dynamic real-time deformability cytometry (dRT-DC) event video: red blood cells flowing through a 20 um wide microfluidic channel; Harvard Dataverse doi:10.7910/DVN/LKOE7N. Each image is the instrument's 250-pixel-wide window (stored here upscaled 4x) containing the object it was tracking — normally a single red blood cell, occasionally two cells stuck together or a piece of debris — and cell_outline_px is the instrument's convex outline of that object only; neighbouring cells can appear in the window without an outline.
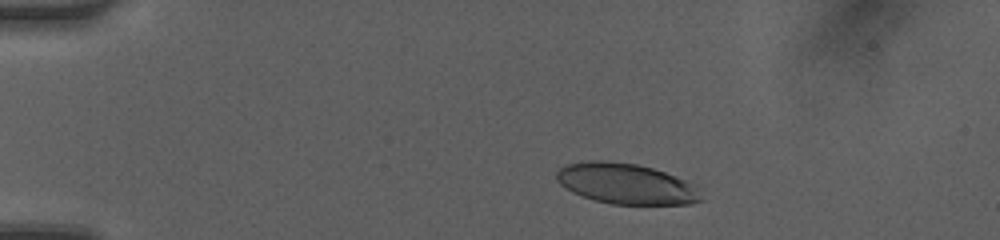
{"species": "human", "species_latin": "Homo sapiens", "temperature_condition": "room temperature", "stored_images_in_passage": 46, "camera_frame_rate_fps": 3000, "um_per_image_px": 0.085, "donor": {"sex": "female"}, "frame": {"image": 1, "passage_image": 6, "time_ms": 1.667, "image_size_px": [1000, 240], "cell_outline_px": [[704, 200], [692, 204], [612, 204], [596, 200], [572, 192], [560, 184], [556, 180], [556, 172], [560, 168], [568, 164], [588, 160], [608, 160], [636, 164], [652, 168], [664, 172], [696, 184]], "centroid_in_image_um": [53.25, 15.61], "position_along_channel_um": 31.8, "area_um2": 34.33}}
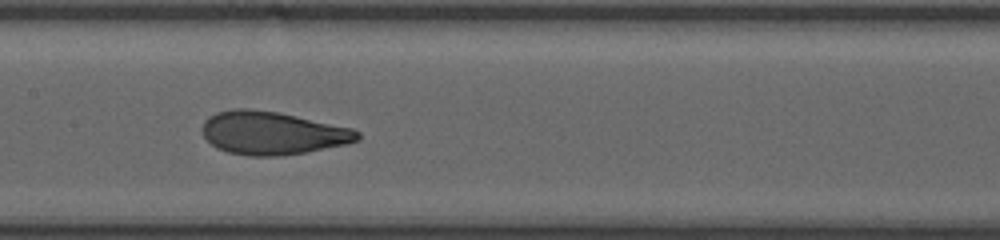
{"frame": {"image": 2, "passage_image": 22, "time_ms": 7.0, "image_size_px": [1000, 240], "cell_outline_px": [[360, 140], [344, 144], [304, 152], [276, 156], [248, 156], [228, 152], [216, 148], [204, 136], [204, 120], [208, 116], [216, 112], [232, 108], [248, 108], [280, 112], [352, 128], [360, 132]], "centroid_in_image_um": [23.14, 11.29], "position_along_channel_um": 184.3, "area_um2": 38.9}}
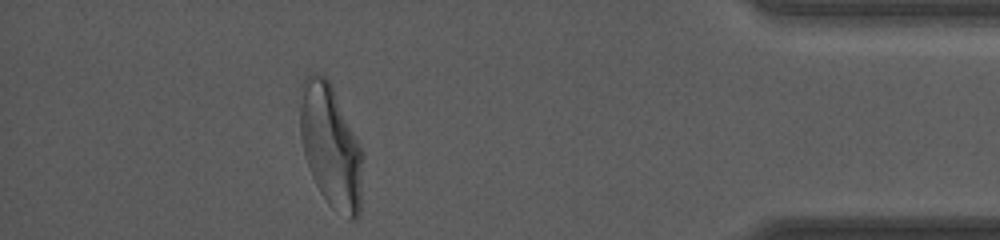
{"frame": {"image": 3, "passage_image": 41, "time_ms": 13.333, "image_size_px": [1000, 240], "cell_outline_px": [[364, 152], [360, 212], [356, 220], [348, 220], [332, 208], [328, 204], [320, 192], [312, 176], [304, 152], [300, 136], [300, 84], [304, 76], [312, 72], [324, 76], [332, 84]], "centroid_in_image_um": [28.13, 12.42], "position_along_channel_um": 407.1, "area_um2": 45.72}, "authors_computed_cell_mechanics": {"area_um2": 38.726, "velocity_mm_per_s": 4.1784, "shape_relaxation_time_tau1_ms": 4.2937, "shape_relaxation_time_tau2_ms": 0.8801, "deformation_change_tau1": 0.1782, "deformation_change_tau2": 0.0733}}